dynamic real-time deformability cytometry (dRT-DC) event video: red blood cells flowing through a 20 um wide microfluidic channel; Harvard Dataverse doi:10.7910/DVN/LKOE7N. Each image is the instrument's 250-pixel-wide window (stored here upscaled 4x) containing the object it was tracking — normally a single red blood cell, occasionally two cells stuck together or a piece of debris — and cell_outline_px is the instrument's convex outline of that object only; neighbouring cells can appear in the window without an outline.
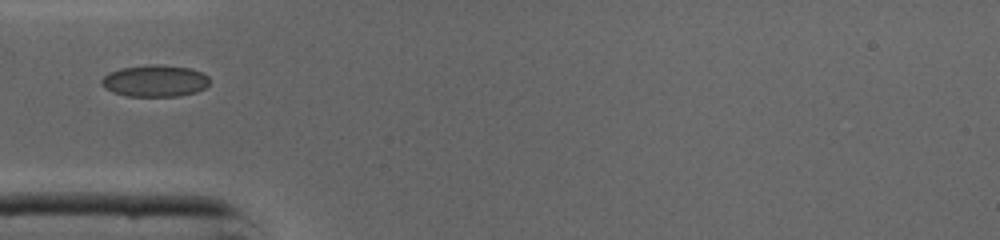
{"species": "common noctule bat (a hibernating species)", "species_latin": "Nyctalus noctula", "temperature_condition": "cold", "stored_images_in_passage": 15, "camera_frame_rate_fps": 3000, "um_per_image_px": 0.085, "animal": {"sex": "male", "body_mass_g": 19.0, "forearm_length_mm": 50.8}, "frame": {"image": 1, "passage_image": 1, "time_ms": 0.0, "image_size_px": [1000, 240], "cell_outline_px": [[208, 84], [204, 88], [196, 92], [180, 96], [124, 96], [112, 92], [104, 88], [100, 84], [100, 80], [108, 72], [120, 68], [152, 64], [156, 64], [188, 68], [200, 72], [208, 76]], "centroid_in_image_um": [13.11, 6.88], "position_along_channel_um": 71.9, "area_um2": 20.06}}
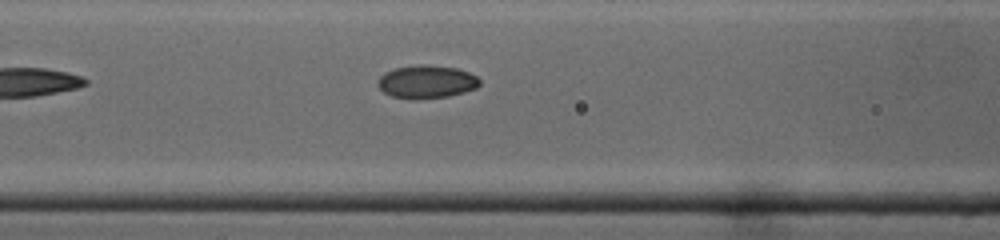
{"frame": {"image": 2, "passage_image": 5, "time_ms": 1.333, "image_size_px": [1000, 240], "cell_outline_px": [[480, 84], [476, 88], [464, 92], [448, 96], [416, 100], [392, 96], [384, 92], [376, 84], [380, 76], [384, 72], [396, 68], [456, 68], [468, 72], [476, 76], [480, 80]], "centroid_in_image_um": [36.25, 7.02], "position_along_channel_um": 130.3, "area_um2": 18.73}}
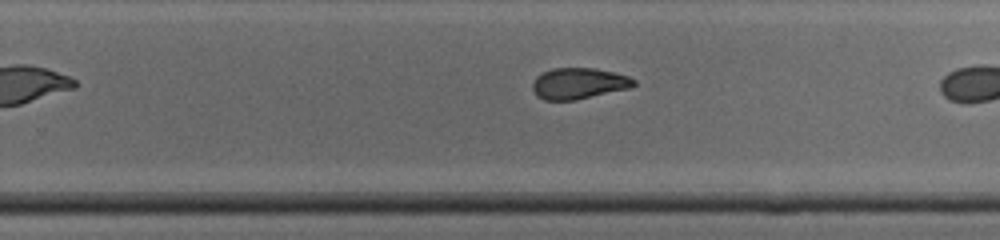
{"frame": {"image": 3, "passage_image": 13, "time_ms": 4.0, "image_size_px": [1000, 240], "cell_outline_px": [[636, 84], [632, 88], [576, 100], [544, 100], [536, 96], [532, 88], [532, 84], [536, 76], [552, 68], [596, 68], [628, 76], [636, 80]], "centroid_in_image_um": [49.2, 7.1], "position_along_channel_um": 280.6, "area_um2": 18.55}}